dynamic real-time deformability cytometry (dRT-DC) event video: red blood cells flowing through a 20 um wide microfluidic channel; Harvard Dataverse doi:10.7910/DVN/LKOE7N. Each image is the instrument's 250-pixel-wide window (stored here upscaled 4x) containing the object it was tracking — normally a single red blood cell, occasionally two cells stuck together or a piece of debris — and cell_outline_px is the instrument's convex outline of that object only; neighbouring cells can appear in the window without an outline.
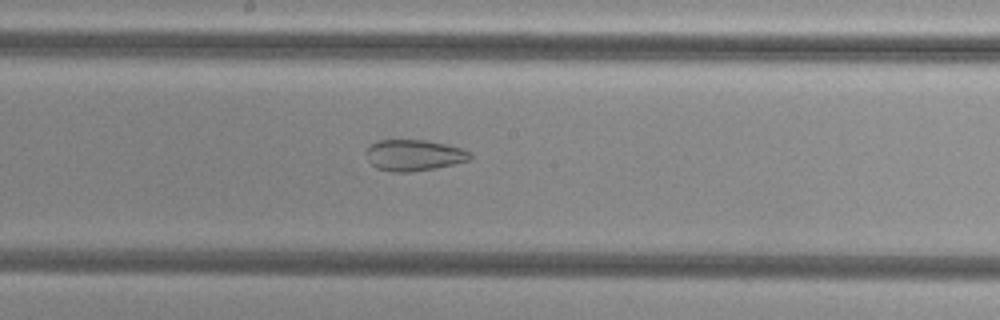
{"species": "common noctule bat (a hibernating species)", "species_latin": "Nyctalus noctula", "temperature_condition": "cold", "stored_images_in_passage": 44, "camera_frame_rate_fps": 3000, "um_per_image_px": 0.085, "animal": {"sex": "female", "body_mass_g": 29.2, "forearm_length_mm": 56.3}, "frame": {"image": 1, "passage_image": 20, "time_ms": 6.333, "image_size_px": [1000, 320], "cell_outline_px": [[472, 156], [468, 160], [436, 168], [408, 172], [392, 172], [376, 168], [368, 160], [364, 152], [372, 144], [380, 140], [424, 140], [444, 144], [460, 148], [472, 152]], "centroid_in_image_um": [35.16, 13.2], "position_along_channel_um": 213.0, "area_um2": 18.73}}
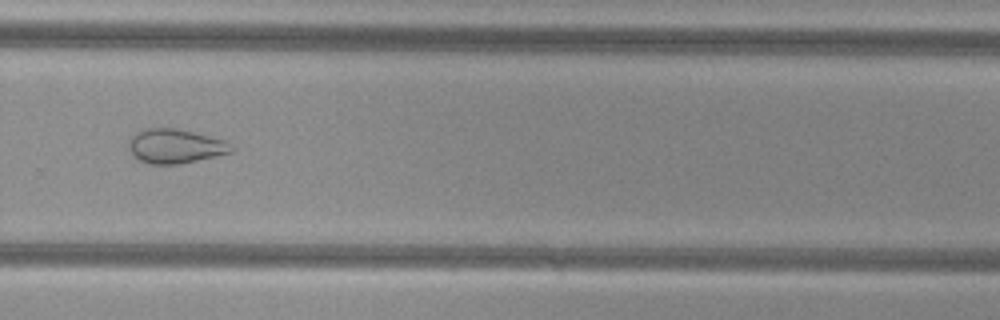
{"frame": {"image": 2, "passage_image": 28, "time_ms": 9.0, "image_size_px": [1000, 320], "cell_outline_px": [[236, 148], [232, 152], [180, 164], [148, 164], [132, 156], [128, 148], [128, 140], [136, 132], [144, 128], [176, 128], [224, 140]], "centroid_in_image_um": [14.85, 12.43], "position_along_channel_um": 314.9, "area_um2": 20.58}}
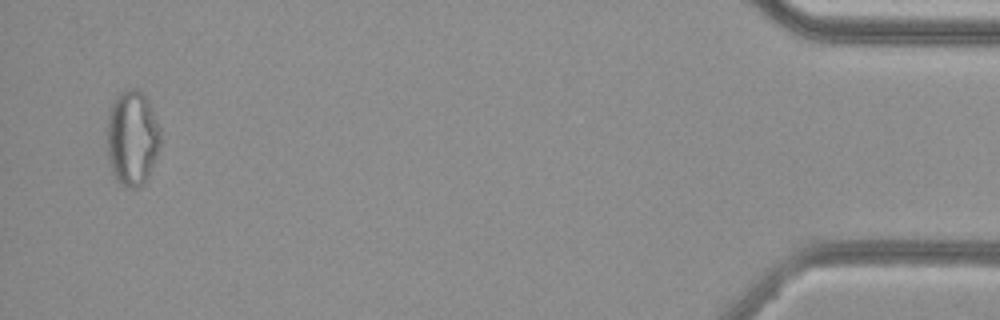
{"frame": {"image": 3, "passage_image": 43, "time_ms": 14.0, "image_size_px": [1000, 320], "cell_outline_px": [[160, 148], [148, 176], [144, 184], [140, 188], [128, 188], [116, 180], [112, 172], [108, 156], [108, 116], [112, 104], [116, 96], [128, 88], [136, 88], [144, 92], [148, 100], [160, 128]], "centroid_in_image_um": [11.26, 11.73], "position_along_channel_um": 423.9, "area_um2": 29.71}, "authors_computed_cell_mechanics": {"area_um2": 25.5476, "velocity_mm_per_s": 3.8295, "shape_relaxation_time_tau1_ms": null, "shape_relaxation_time_tau2_ms": 2.1491, "deformation_change_tau1": null, "deformation_change_tau2": 0.0853}}